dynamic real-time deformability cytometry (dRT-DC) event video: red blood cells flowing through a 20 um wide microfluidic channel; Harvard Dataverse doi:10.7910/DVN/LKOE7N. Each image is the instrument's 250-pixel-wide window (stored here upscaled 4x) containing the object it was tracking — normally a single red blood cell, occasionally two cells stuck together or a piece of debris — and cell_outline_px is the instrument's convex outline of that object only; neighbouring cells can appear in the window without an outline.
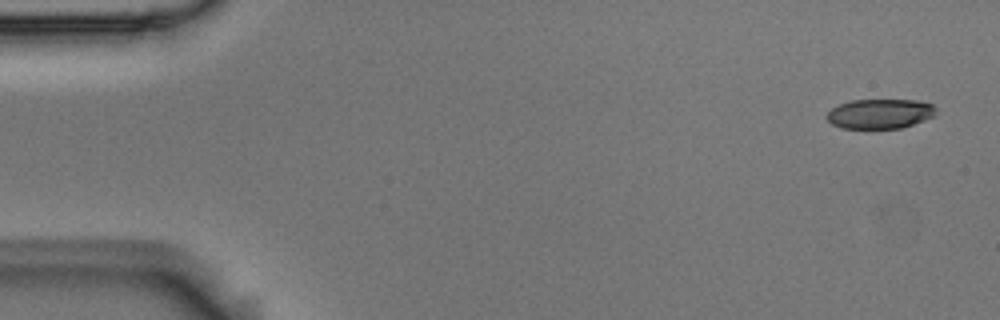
{"species": "Egyptian fruit bat (a non-hibernating species)", "species_latin": "Rousettus aegyptiacus", "temperature_condition": "room temperature", "stored_images_in_passage": 4, "camera_frame_rate_fps": 3000, "um_per_image_px": 0.085, "animal": {"sex": "male"}, "frame": {"image": 1, "passage_image": 1, "time_ms": 0.0, "image_size_px": [1000, 320], "cell_outline_px": [[936, 112], [932, 116], [924, 120], [900, 128], [840, 128], [832, 124], [824, 116], [832, 108], [840, 104], [852, 100], [916, 100], [932, 104], [936, 108]], "centroid_in_image_um": [74.77, 9.66], "position_along_channel_um": 10.2, "area_um2": 18.79}}
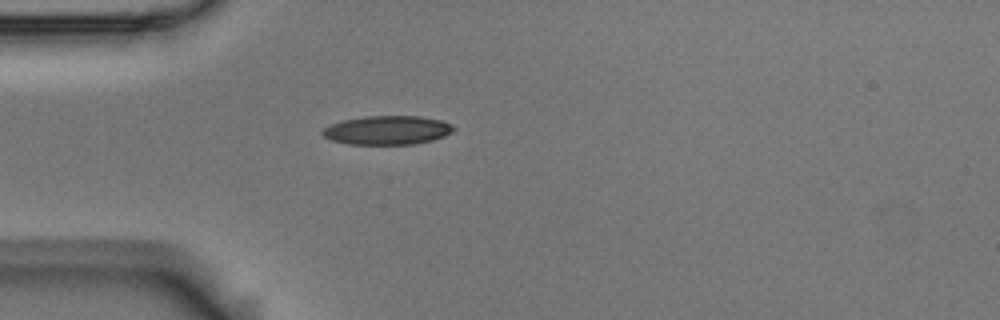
{"frame": {"image": 2, "passage_image": 4, "time_ms": 1.0, "image_size_px": [1000, 320], "cell_outline_px": [[456, 128], [452, 132], [444, 136], [432, 140], [412, 144], [348, 144], [332, 140], [324, 136], [320, 132], [324, 128], [332, 124], [344, 120], [364, 116], [420, 116], [440, 120], [452, 124]], "centroid_in_image_um": [32.94, 11.06], "position_along_channel_um": 52.1, "area_um2": 21.96}}